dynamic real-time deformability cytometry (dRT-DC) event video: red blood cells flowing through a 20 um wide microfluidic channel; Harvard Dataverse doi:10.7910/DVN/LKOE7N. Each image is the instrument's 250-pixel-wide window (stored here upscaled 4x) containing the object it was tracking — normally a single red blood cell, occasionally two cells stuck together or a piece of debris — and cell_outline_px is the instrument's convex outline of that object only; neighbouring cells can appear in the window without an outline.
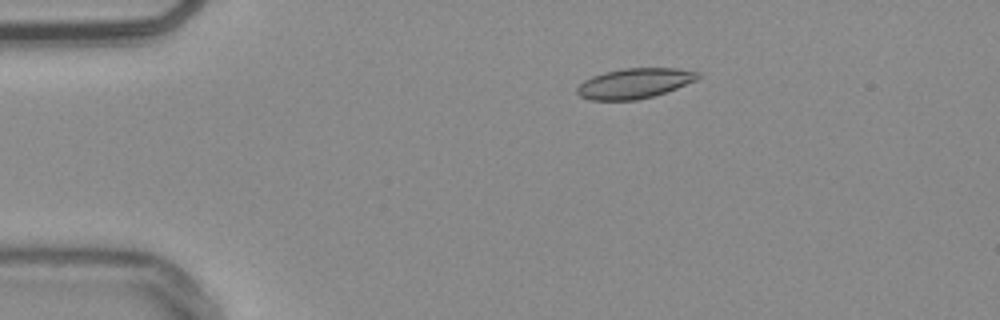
{"species": "common noctule bat (a hibernating species)", "species_latin": "Nyctalus noctula", "temperature_condition": "warm", "stored_images_in_passage": 44, "camera_frame_rate_fps": 3000, "um_per_image_px": 0.085, "animal": {"sex": "male", "body_mass_g": 20.4}, "frame": {"image": 1, "passage_image": 1, "time_ms": 0.0, "image_size_px": [1000, 320], "cell_outline_px": [[700, 76], [696, 80], [676, 88], [652, 96], [636, 100], [588, 100], [580, 96], [576, 92], [576, 88], [584, 80], [592, 76], [604, 72], [624, 68], [676, 68], [700, 72]], "centroid_in_image_um": [53.9, 7.08], "position_along_channel_um": 31.1, "area_um2": 21.15}}
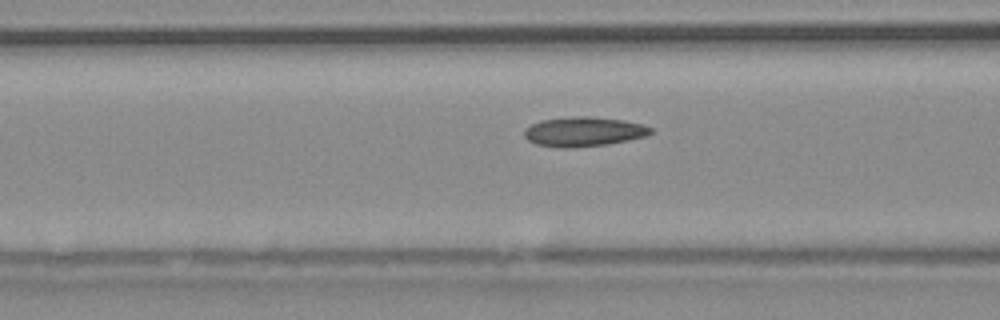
{"frame": {"image": 2, "passage_image": 12, "time_ms": 3.667, "image_size_px": [1000, 320], "cell_outline_px": [[652, 132], [648, 136], [608, 144], [572, 148], [556, 148], [536, 144], [528, 140], [524, 136], [524, 128], [540, 120], [576, 116], [588, 116], [624, 120], [644, 124], [652, 128]], "centroid_in_image_um": [49.61, 11.19], "position_along_channel_um": 117.0, "area_um2": 22.02}}
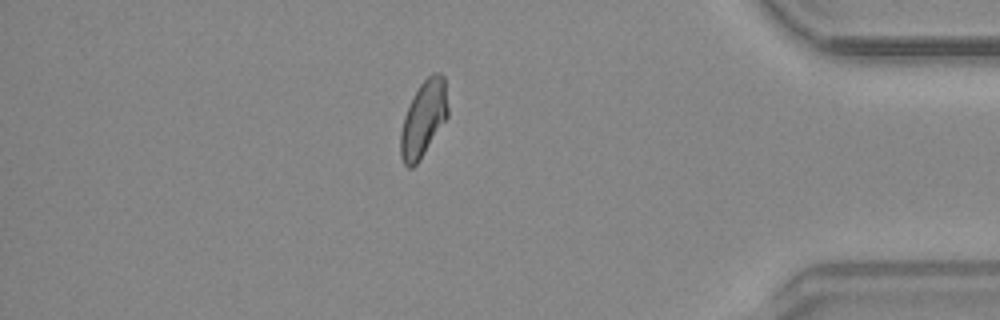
{"frame": {"image": 3, "passage_image": 37, "time_ms": 12.0, "image_size_px": [1000, 320], "cell_outline_px": [[448, 116], [420, 160], [412, 168], [408, 168], [404, 164], [400, 156], [400, 132], [404, 116], [412, 96], [420, 84], [432, 72], [440, 72], [444, 76], [448, 108]], "centroid_in_image_um": [35.99, 10.09], "position_along_channel_um": 399.2, "area_um2": 21.04}, "authors_computed_cell_mechanics": {"area_um2": 21.0392, "velocity_mm_per_s": 3.7916, "shape_relaxation_time_tau1_ms": 9.3221, "shape_relaxation_time_tau2_ms": 2.9122, "deformation_change_tau1": 0.1652, "deformation_change_tau2": 0.077}}